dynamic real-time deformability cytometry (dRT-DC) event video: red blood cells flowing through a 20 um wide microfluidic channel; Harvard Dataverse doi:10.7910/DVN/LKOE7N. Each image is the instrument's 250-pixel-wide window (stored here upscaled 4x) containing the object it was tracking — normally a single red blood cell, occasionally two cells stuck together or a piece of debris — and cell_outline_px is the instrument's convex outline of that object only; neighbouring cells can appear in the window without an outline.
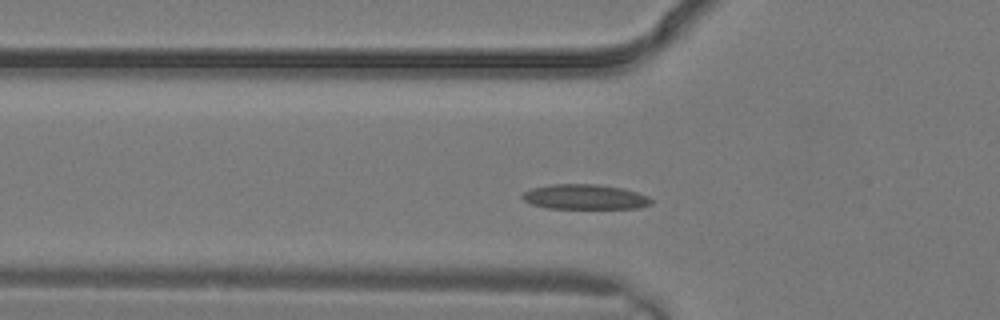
{"species": "common noctule bat (a hibernating species)", "species_latin": "Nyctalus noctula", "temperature_condition": "warm", "stored_images_in_passage": 2, "camera_frame_rate_fps": 3000, "um_per_image_px": 0.085, "animal": {"sex": "male", "body_mass_g": 19.2, "forearm_length_mm": 51.8}, "frame": {"image": 1, "passage_image": 2, "time_ms": 0.333, "image_size_px": [1000, 320], "cell_outline_px": [[652, 204], [640, 208], [548, 208], [532, 204], [524, 200], [520, 196], [524, 192], [532, 188], [552, 184], [596, 184], [620, 188], [636, 192], [648, 196], [652, 200]], "centroid_in_image_um": [49.71, 16.74], "position_along_channel_um": 76.1, "area_um2": 18.61}}